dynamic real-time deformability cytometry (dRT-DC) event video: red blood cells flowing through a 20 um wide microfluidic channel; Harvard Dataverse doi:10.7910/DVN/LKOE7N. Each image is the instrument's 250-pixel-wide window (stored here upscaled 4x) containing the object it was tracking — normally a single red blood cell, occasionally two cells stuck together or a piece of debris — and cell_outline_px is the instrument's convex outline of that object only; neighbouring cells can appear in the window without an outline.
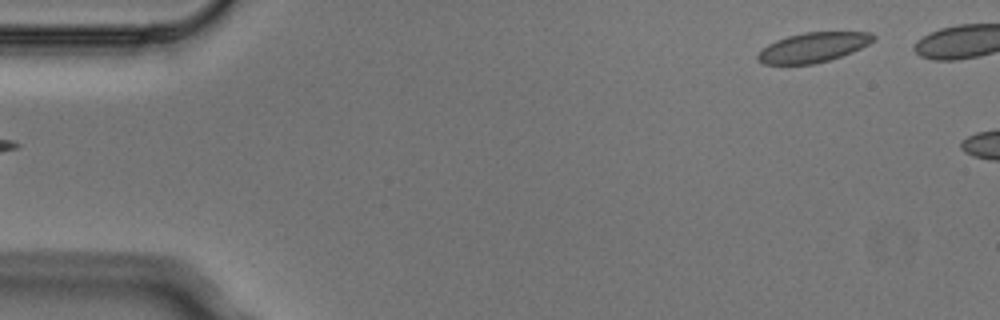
{"species": "Egyptian fruit bat (a non-hibernating species)", "species_latin": "Rousettus aegyptiacus", "temperature_condition": "cold", "stored_images_in_passage": 5, "segment_of_instrument_passage": [2, 2], "camera_frame_rate_fps": 3000, "um_per_image_px": 0.085, "animal": {"sex": "male"}, "frame": {"image": 1, "passage_image": 5, "time_ms": 1.333, "image_size_px": [1000, 320], "cell_outline_px": [[876, 40], [852, 52], [828, 60], [812, 64], [764, 64], [756, 60], [756, 56], [768, 44], [776, 40], [788, 36], [804, 32], [872, 32], [876, 36]], "centroid_in_image_um": [69.13, 4.02], "position_along_channel_um": 15.9, "area_um2": 19.94}}